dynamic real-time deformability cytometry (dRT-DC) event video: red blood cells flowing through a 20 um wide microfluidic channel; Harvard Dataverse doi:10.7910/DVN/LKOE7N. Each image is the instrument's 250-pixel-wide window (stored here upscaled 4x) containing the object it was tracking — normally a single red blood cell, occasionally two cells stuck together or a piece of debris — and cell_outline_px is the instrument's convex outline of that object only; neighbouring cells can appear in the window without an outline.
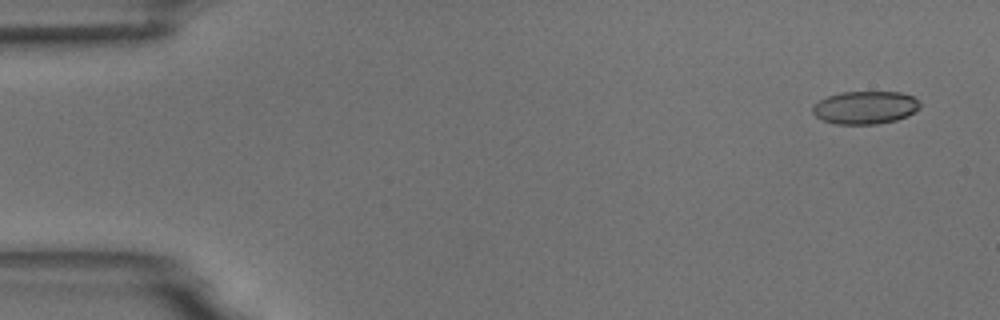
{"species": "common noctule bat (a hibernating species)", "species_latin": "Nyctalus noctula", "temperature_condition": "room temperature", "stored_images_in_passage": 4, "camera_frame_rate_fps": 3000, "um_per_image_px": 0.085, "animal": {"sex": "male", "body_mass_g": 18.8}, "frame": {"image": 1, "passage_image": 1, "time_ms": 0.0, "image_size_px": [1000, 320], "cell_outline_px": [[920, 108], [908, 116], [896, 120], [876, 124], [836, 124], [824, 120], [816, 116], [812, 112], [812, 108], [820, 100], [828, 96], [840, 92], [900, 92], [912, 96], [920, 104]], "centroid_in_image_um": [73.55, 9.14], "position_along_channel_um": 11.4, "area_um2": 20.46}}
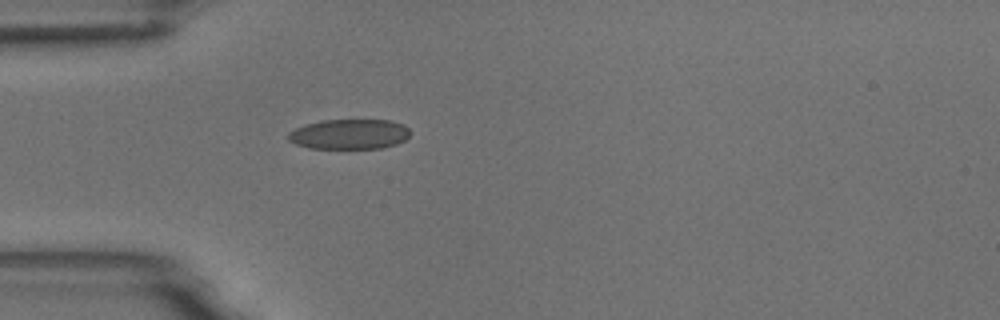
{"frame": {"image": 2, "passage_image": 4, "time_ms": 4.333, "image_size_px": [1000, 320], "cell_outline_px": [[408, 136], [404, 140], [396, 144], [380, 148], [308, 148], [296, 144], [288, 140], [288, 132], [304, 124], [320, 120], [392, 120], [404, 124], [408, 128]], "centroid_in_image_um": [29.67, 11.39], "position_along_channel_um": 55.3, "area_um2": 21.39}}